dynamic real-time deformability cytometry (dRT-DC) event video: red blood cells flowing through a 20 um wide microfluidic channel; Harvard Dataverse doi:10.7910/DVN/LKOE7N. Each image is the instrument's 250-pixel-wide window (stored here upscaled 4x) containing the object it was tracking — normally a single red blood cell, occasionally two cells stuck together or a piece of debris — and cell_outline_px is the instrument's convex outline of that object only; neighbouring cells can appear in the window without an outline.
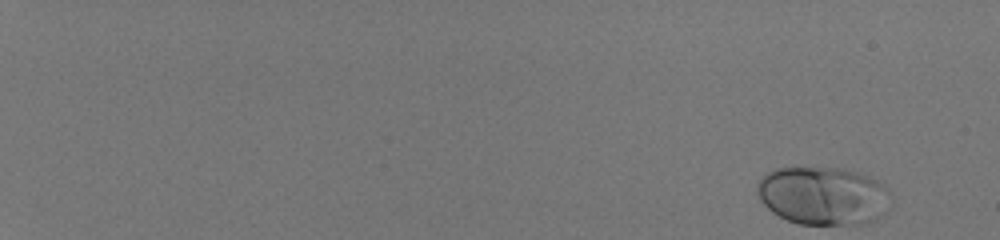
{"species": "human", "species_latin": "Homo sapiens", "temperature_condition": "room temperature", "stored_images_in_passage": 52, "camera_frame_rate_fps": 3000, "um_per_image_px": 0.085, "donor": {"sex": "male"}, "frame": {"image": 1, "passage_image": 1, "time_ms": 0.0, "image_size_px": [1000, 240], "cell_outline_px": [[892, 196], [876, 216], [868, 224], [800, 224], [788, 220], [772, 212], [760, 200], [756, 192], [756, 188], [760, 180], [768, 172], [776, 168], [840, 168], [856, 172], [876, 180], [884, 184], [888, 188]], "centroid_in_image_um": [69.92, 16.63], "position_along_channel_um": 15.1, "area_um2": 44.8}}
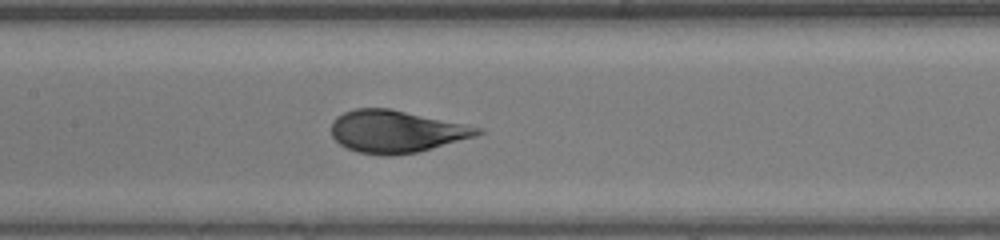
{"frame": {"image": 2, "passage_image": 30, "time_ms": 9.667, "image_size_px": [1000, 240], "cell_outline_px": [[484, 132], [476, 136], [432, 148], [416, 152], [392, 156], [380, 156], [356, 152], [340, 144], [332, 136], [332, 120], [336, 116], [344, 112], [356, 108], [392, 108], [484, 128]], "centroid_in_image_um": [33.68, 11.17], "position_along_channel_um": 173.7, "area_um2": 36.3}}
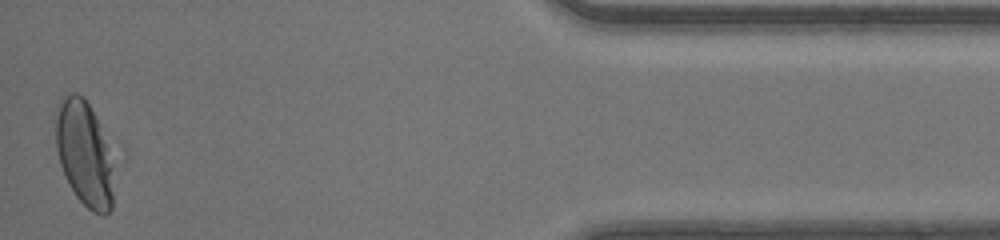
{"frame": {"image": 3, "passage_image": 52, "time_ms": 17.0, "image_size_px": [1000, 240], "cell_outline_px": [[112, 208], [104, 216], [92, 212], [76, 196], [64, 176], [60, 164], [56, 148], [56, 120], [60, 96], [64, 92], [76, 92], [84, 96], [112, 148]], "centroid_in_image_um": [7.17, 13.02], "position_along_channel_um": 428.0, "area_um2": 36.01}, "authors_computed_cell_mechanics": {"area_um2": 37.1076, "velocity_mm_per_s": 4.142, "shape_relaxation_time_tau1_ms": 2.655, "shape_relaxation_time_tau2_ms": null, "deformation_change_tau1": 0.1647, "deformation_change_tau2": null}}